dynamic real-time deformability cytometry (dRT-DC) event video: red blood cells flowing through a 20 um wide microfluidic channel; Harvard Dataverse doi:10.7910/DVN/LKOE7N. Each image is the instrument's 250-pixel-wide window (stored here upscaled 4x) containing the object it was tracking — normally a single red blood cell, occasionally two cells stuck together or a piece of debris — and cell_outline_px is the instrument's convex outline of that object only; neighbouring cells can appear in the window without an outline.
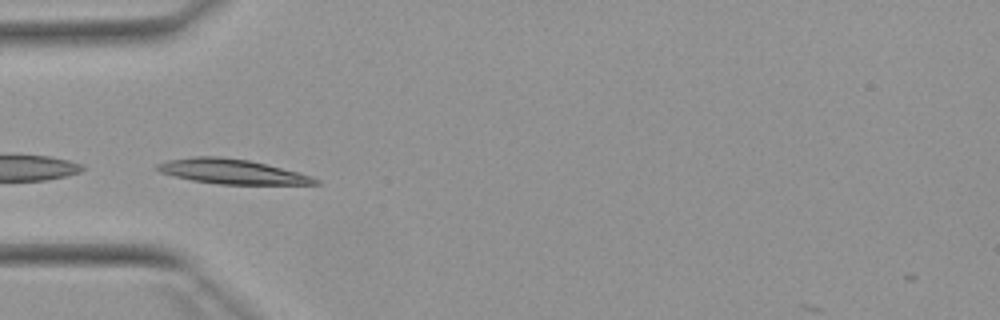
{"species": "Egyptian fruit bat (a non-hibernating species)", "species_latin": "Rousettus aegyptiacus", "temperature_condition": "warm", "stored_images_in_passage": 3, "camera_frame_rate_fps": 3000, "um_per_image_px": 0.085, "animal": {"sex": "female"}, "frame": {"image": 1, "passage_image": 1, "time_ms": 0.0, "image_size_px": [1000, 320], "cell_outline_px": [[320, 184], [220, 184], [192, 180], [160, 172], [152, 168], [156, 164], [168, 160], [196, 156], [220, 156], [248, 160], [312, 176], [320, 180]], "centroid_in_image_um": [19.66, 14.58], "position_along_channel_um": 65.3, "area_um2": 22.48}}